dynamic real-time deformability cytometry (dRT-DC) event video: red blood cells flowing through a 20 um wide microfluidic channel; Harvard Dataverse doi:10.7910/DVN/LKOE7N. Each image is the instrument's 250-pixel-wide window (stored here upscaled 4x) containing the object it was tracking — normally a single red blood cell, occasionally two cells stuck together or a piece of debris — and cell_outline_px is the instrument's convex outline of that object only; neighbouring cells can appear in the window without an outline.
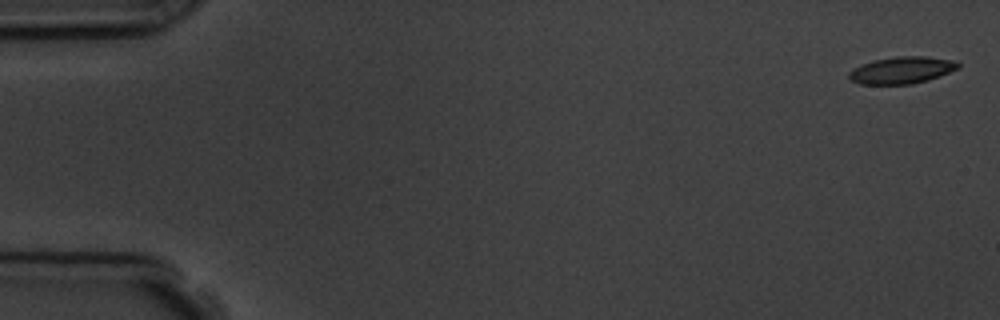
{"species": "common noctule bat (a hibernating species)", "species_latin": "Nyctalus noctula", "temperature_condition": "room temperature", "stored_images_in_passage": 5, "camera_frame_rate_fps": 3000, "um_per_image_px": 0.085, "animal": {"sex": "male", "body_mass_g": 19.5, "forearm_length_mm": 54.6}, "frame": {"image": 1, "passage_image": 1, "time_ms": 0.0, "image_size_px": [1000, 320], "cell_outline_px": [[960, 68], [940, 76], [928, 80], [912, 84], [860, 84], [852, 80], [848, 76], [848, 72], [852, 68], [860, 64], [872, 60], [896, 56], [924, 56], [952, 60], [960, 64]], "centroid_in_image_um": [76.63, 5.96], "position_along_channel_um": 8.4, "area_um2": 17.28}}
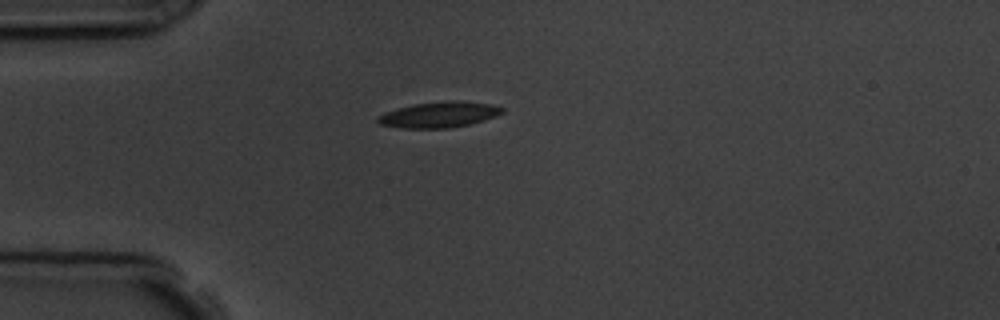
{"frame": {"image": 2, "passage_image": 5, "time_ms": 4.333, "image_size_px": [1000, 320], "cell_outline_px": [[504, 112], [496, 116], [484, 120], [468, 124], [448, 128], [404, 128], [380, 124], [376, 120], [376, 116], [384, 112], [396, 108], [412, 104], [448, 100], [460, 100], [492, 104], [504, 108]], "centroid_in_image_um": [37.32, 9.73], "position_along_channel_um": 47.7, "area_um2": 18.84}}